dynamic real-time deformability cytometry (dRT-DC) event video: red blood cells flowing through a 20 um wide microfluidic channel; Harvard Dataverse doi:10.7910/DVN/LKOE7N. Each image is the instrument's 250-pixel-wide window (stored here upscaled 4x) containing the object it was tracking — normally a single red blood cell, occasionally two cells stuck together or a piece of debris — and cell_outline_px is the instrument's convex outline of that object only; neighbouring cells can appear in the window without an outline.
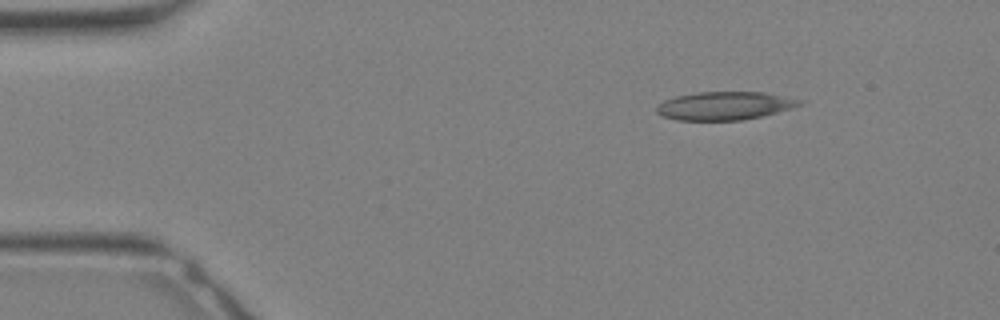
{"species": "Egyptian fruit bat (a non-hibernating species)", "species_latin": "Rousettus aegyptiacus", "temperature_condition": "warm", "stored_images_in_passage": 29, "camera_frame_rate_fps": 3000, "um_per_image_px": 0.085, "animal": {"sex": "female"}, "frame": {"image": 1, "passage_image": 1, "time_ms": 0.0, "image_size_px": [1000, 320], "cell_outline_px": [[804, 100], [800, 104], [792, 108], [764, 116], [744, 120], [676, 120], [664, 116], [656, 112], [656, 104], [664, 100], [676, 96], [696, 92], [764, 92]], "centroid_in_image_um": [61.58, 8.99], "position_along_channel_um": 23.4, "area_um2": 23.64}}
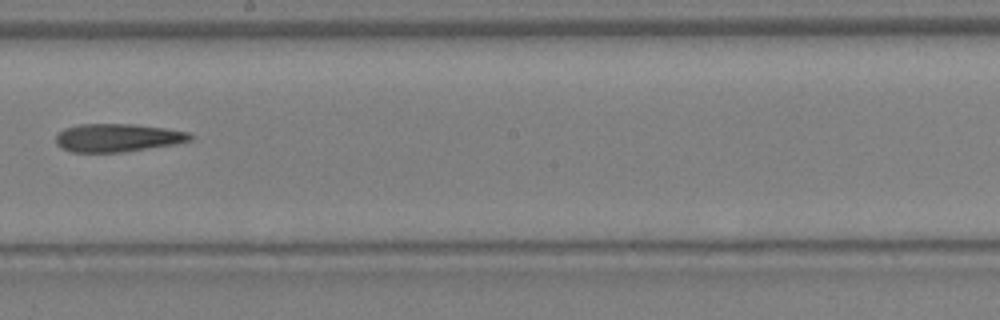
{"frame": {"image": 2, "passage_image": 15, "time_ms": 4.667, "image_size_px": [1000, 320], "cell_outline_px": [[196, 136], [192, 140], [176, 144], [120, 152], [72, 152], [60, 148], [56, 144], [56, 136], [64, 128], [80, 124], [132, 124], [164, 128], [188, 132]], "centroid_in_image_um": [10.0, 11.71], "position_along_channel_um": 238.2, "area_um2": 22.02}}
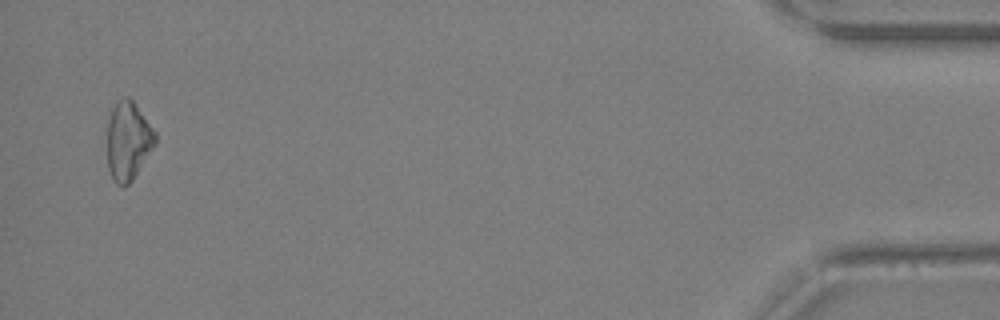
{"frame": {"image": 3, "passage_image": 28, "time_ms": 9.0, "image_size_px": [1000, 320], "cell_outline_px": [[156, 144], [132, 180], [128, 184], [116, 184], [112, 180], [108, 168], [108, 120], [112, 108], [116, 100], [124, 96], [128, 96], [132, 100], [156, 132]], "centroid_in_image_um": [10.89, 11.95], "position_along_channel_um": 424.3, "area_um2": 21.91}}